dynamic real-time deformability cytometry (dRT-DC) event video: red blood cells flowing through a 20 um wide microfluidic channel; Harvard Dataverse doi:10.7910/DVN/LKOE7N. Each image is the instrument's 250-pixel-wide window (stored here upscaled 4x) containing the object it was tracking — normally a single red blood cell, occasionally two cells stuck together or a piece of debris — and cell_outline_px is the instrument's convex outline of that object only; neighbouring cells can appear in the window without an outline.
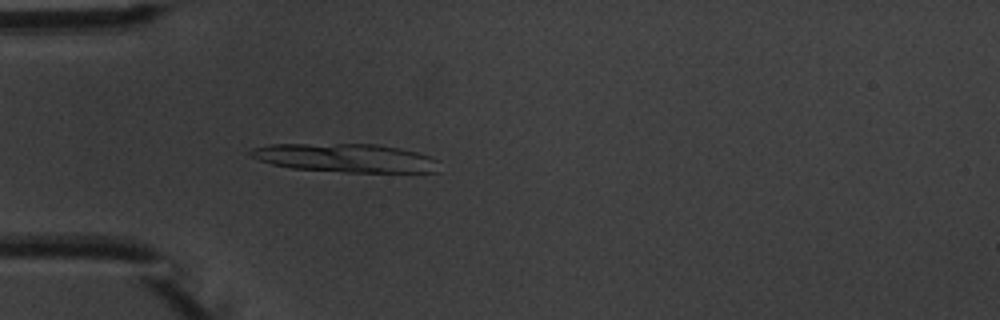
{"species": "common noctule bat (a hibernating species)", "species_latin": "Nyctalus noctula", "temperature_condition": "warm", "stored_images_in_passage": 3, "camera_frame_rate_fps": 3000, "um_per_image_px": 0.085, "animal": {"sex": "male", "body_mass_g": 20.1, "forearm_length_mm": 53.5}, "frame": {"image": 1, "passage_image": 3, "time_ms": 2.333, "image_size_px": [1000, 320], "cell_outline_px": [[440, 172], [344, 172], [292, 168], [272, 164], [260, 160], [252, 156], [248, 152], [252, 148], [268, 144], [376, 144], [400, 148], [432, 156], [440, 160]], "centroid_in_image_um": [29.44, 13.42], "position_along_channel_um": 55.6, "area_um2": 31.62}}